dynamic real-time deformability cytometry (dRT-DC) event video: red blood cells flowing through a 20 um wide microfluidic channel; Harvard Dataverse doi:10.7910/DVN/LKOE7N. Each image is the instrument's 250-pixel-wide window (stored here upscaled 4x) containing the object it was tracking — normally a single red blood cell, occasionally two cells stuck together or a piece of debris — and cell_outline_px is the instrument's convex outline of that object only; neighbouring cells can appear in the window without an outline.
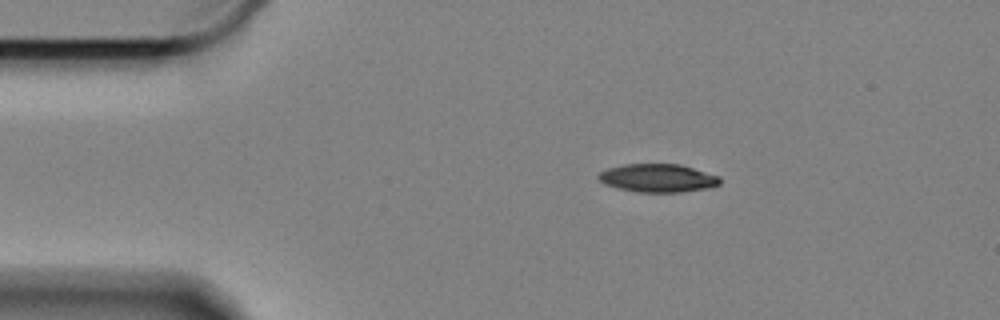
{"species": "Egyptian fruit bat (a non-hibernating species)", "species_latin": "Rousettus aegyptiacus", "temperature_condition": "cold", "stored_images_in_passage": 50, "camera_frame_rate_fps": 3000, "um_per_image_px": 0.085, "animal": {"sex": "female"}, "frame": {"image": 1, "passage_image": 1, "time_ms": 0.0, "image_size_px": [1000, 320], "cell_outline_px": [[720, 184], [708, 188], [680, 192], [640, 192], [616, 188], [604, 184], [596, 176], [600, 172], [608, 168], [624, 164], [680, 164], [720, 176]], "centroid_in_image_um": [55.9, 15.13], "position_along_channel_um": 29.1, "area_um2": 20.0}}
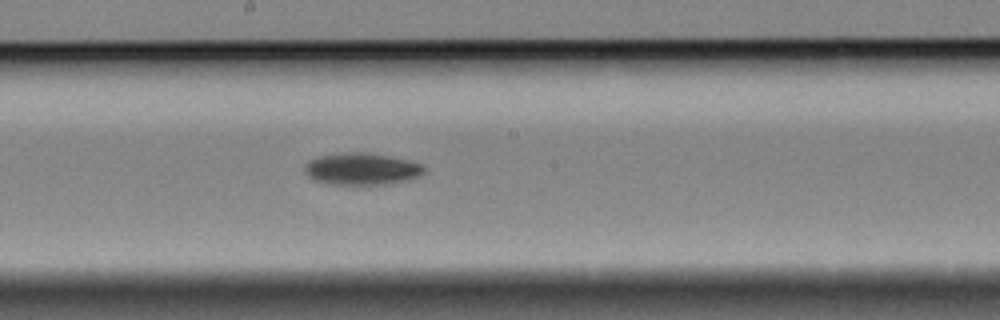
{"frame": {"image": 2, "passage_image": 22, "time_ms": 7.0, "image_size_px": [1000, 320], "cell_outline_px": [[428, 172], [420, 176], [408, 180], [368, 188], [328, 184], [316, 180], [308, 176], [304, 172], [304, 168], [312, 160], [320, 156], [352, 152], [364, 152], [388, 156], [408, 160], [424, 164]], "centroid_in_image_um": [30.83, 14.42], "position_along_channel_um": 217.4, "area_um2": 23.0}}
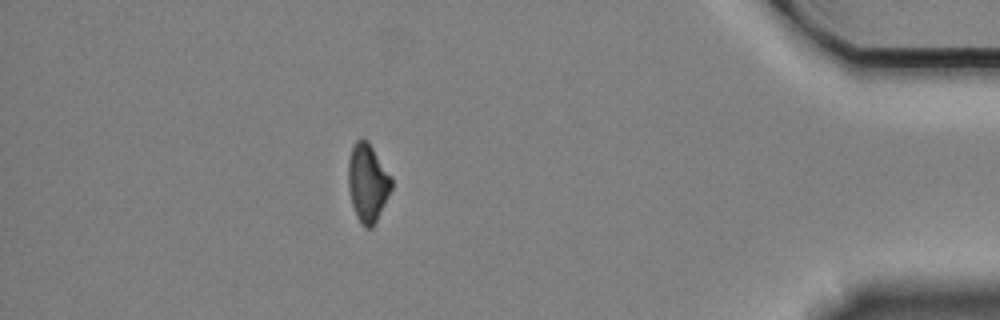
{"frame": {"image": 3, "passage_image": 43, "time_ms": 14.0, "image_size_px": [1000, 320], "cell_outline_px": [[392, 188], [372, 228], [364, 228], [356, 216], [352, 204], [348, 188], [348, 160], [352, 144], [356, 140], [368, 140], [392, 176]], "centroid_in_image_um": [31.24, 15.51], "position_along_channel_um": 404.0, "area_um2": 19.77}, "authors_computed_cell_mechanics": {"area_um2": 21.0681, "velocity_mm_per_s": 3.3322, "shape_relaxation_time_tau1_ms": 3.4331, "shape_relaxation_time_tau2_ms": null, "deformation_change_tau1": 0.1172, "deformation_change_tau2": null}}